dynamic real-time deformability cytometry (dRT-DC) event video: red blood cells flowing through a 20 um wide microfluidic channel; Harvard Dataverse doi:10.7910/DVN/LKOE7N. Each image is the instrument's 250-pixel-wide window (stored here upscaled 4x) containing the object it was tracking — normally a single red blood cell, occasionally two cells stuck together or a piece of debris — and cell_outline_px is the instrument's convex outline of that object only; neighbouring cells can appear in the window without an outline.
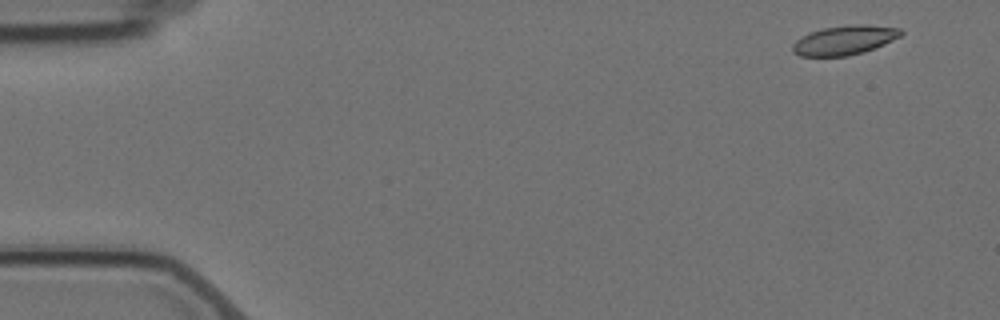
{"species": "Egyptian fruit bat (a non-hibernating species)", "species_latin": "Rousettus aegyptiacus", "temperature_condition": "cold", "stored_images_in_passage": 5, "camera_frame_rate_fps": 3000, "um_per_image_px": 0.085, "animal": {"sex": "female"}, "frame": {"image": 1, "passage_image": 1, "time_ms": 0.0, "image_size_px": [1000, 320], "cell_outline_px": [[904, 32], [900, 36], [884, 44], [864, 52], [848, 56], [800, 56], [792, 52], [792, 44], [796, 40], [812, 32], [824, 28], [852, 24], [864, 24], [900, 28]], "centroid_in_image_um": [71.79, 3.42], "position_along_channel_um": 13.2, "area_um2": 18.38}}
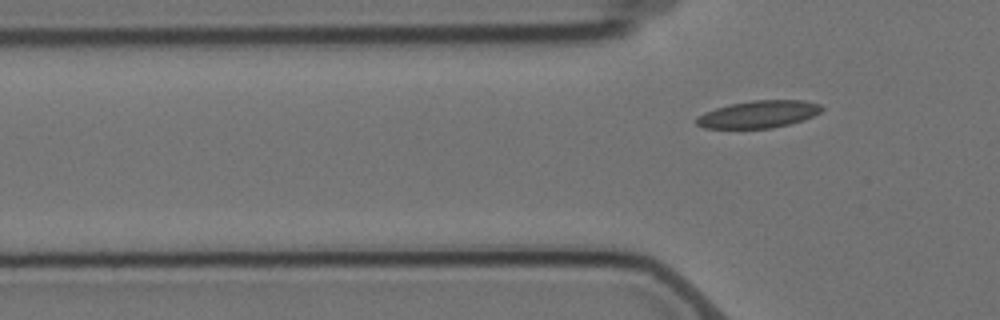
{"frame": {"image": 2, "passage_image": 5, "time_ms": 4.667, "image_size_px": [1000, 320], "cell_outline_px": [[824, 108], [820, 112], [804, 120], [772, 128], [704, 128], [696, 124], [696, 116], [704, 112], [716, 108], [732, 104], [752, 100], [804, 100], [820, 104]], "centroid_in_image_um": [64.48, 9.71], "position_along_channel_um": 61.3, "area_um2": 19.88}}